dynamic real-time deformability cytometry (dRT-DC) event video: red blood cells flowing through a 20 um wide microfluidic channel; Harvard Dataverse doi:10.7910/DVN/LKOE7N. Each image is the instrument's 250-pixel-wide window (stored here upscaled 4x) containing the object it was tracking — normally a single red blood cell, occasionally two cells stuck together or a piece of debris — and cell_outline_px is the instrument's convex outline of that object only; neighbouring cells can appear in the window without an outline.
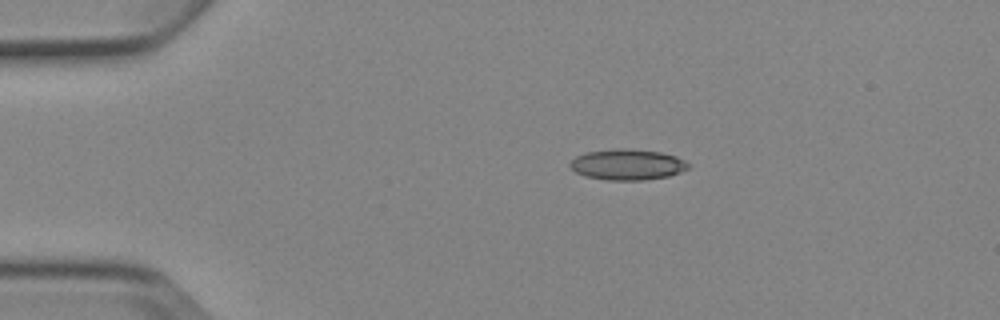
{"species": "Egyptian fruit bat (a non-hibernating species)", "species_latin": "Rousettus aegyptiacus", "temperature_condition": "cold", "stored_images_in_passage": 8, "camera_frame_rate_fps": 3000, "um_per_image_px": 0.085, "animal": {"sex": "female"}, "frame": {"image": 1, "passage_image": 3, "time_ms": 3.333, "image_size_px": [1000, 320], "cell_outline_px": [[688, 168], [680, 172], [668, 176], [644, 180], [608, 180], [584, 176], [576, 172], [568, 164], [576, 156], [584, 152], [616, 148], [624, 148], [660, 152], [676, 156], [684, 160], [688, 164]], "centroid_in_image_um": [53.3, 13.98], "position_along_channel_um": 31.7, "area_um2": 21.21}}
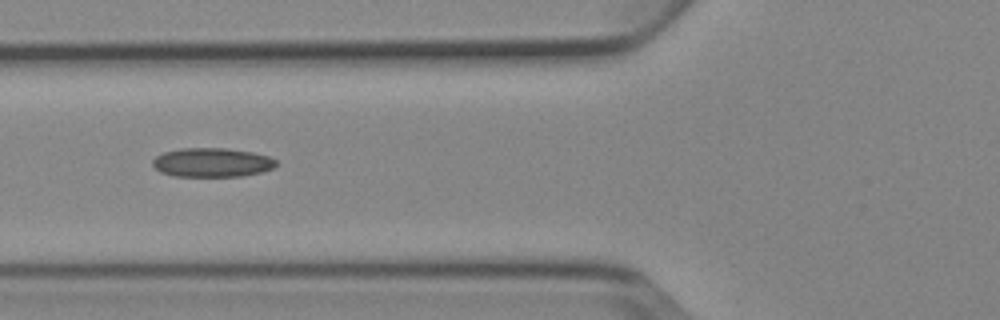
{"frame": {"image": 2, "passage_image": 6, "time_ms": 6.667, "image_size_px": [1000, 320], "cell_outline_px": [[276, 164], [272, 168], [260, 172], [240, 176], [172, 176], [160, 172], [152, 164], [152, 160], [156, 156], [164, 152], [180, 148], [224, 148], [252, 152], [268, 156], [276, 160]], "centroid_in_image_um": [17.98, 13.8], "position_along_channel_um": 107.8, "area_um2": 20.81}}
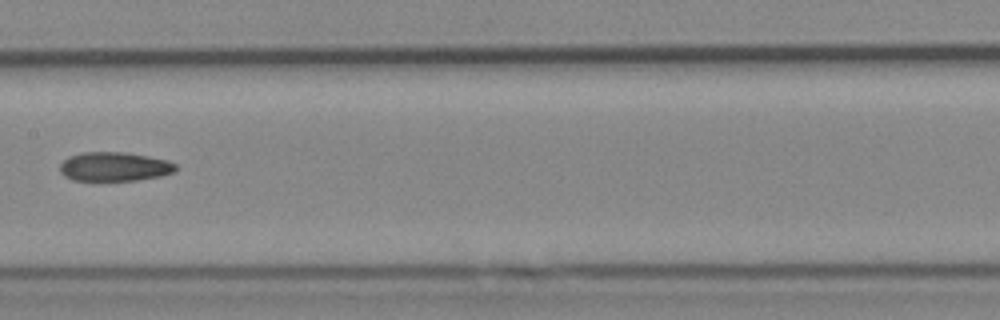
{"frame": {"image": 3, "passage_image": 8, "time_ms": 9.0, "image_size_px": [1000, 320], "cell_outline_px": [[176, 172], [160, 176], [136, 180], [72, 180], [64, 176], [60, 172], [60, 164], [68, 156], [84, 152], [124, 152], [148, 156], [168, 160], [176, 164]], "centroid_in_image_um": [9.73, 14.16], "position_along_channel_um": 197.7, "area_um2": 19.65}}